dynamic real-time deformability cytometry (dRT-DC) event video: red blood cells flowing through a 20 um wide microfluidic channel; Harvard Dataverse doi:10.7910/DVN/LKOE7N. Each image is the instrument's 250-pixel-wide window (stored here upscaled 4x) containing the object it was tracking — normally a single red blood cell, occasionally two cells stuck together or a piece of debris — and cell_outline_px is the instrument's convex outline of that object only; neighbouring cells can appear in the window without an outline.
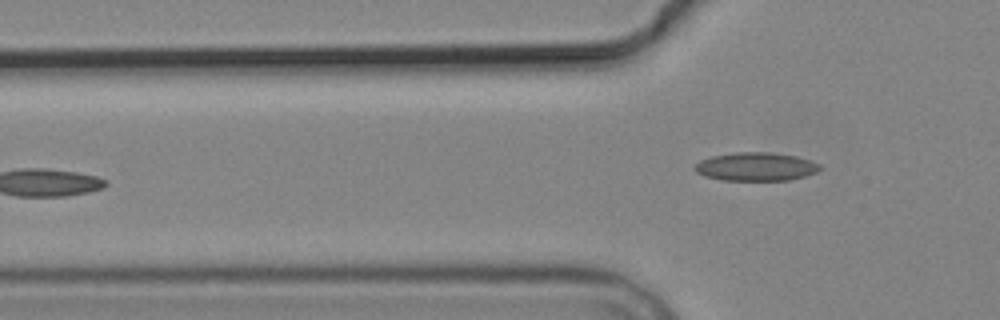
{"species": "common noctule bat (a hibernating species)", "species_latin": "Nyctalus noctula", "temperature_condition": "cold", "stored_images_in_passage": 6, "camera_frame_rate_fps": 3000, "um_per_image_px": 0.085, "animal": {"sex": "male", "body_mass_g": 19.2, "forearm_length_mm": 51.8}, "frame": {"image": 1, "passage_image": 6, "time_ms": 6.667, "image_size_px": [1000, 320], "cell_outline_px": [[824, 168], [816, 172], [804, 176], [788, 180], [720, 180], [704, 176], [696, 172], [692, 168], [700, 160], [712, 156], [732, 152], [772, 152], [796, 156], [820, 164]], "centroid_in_image_um": [64.23, 14.16], "position_along_channel_um": 61.6, "area_um2": 20.87}}